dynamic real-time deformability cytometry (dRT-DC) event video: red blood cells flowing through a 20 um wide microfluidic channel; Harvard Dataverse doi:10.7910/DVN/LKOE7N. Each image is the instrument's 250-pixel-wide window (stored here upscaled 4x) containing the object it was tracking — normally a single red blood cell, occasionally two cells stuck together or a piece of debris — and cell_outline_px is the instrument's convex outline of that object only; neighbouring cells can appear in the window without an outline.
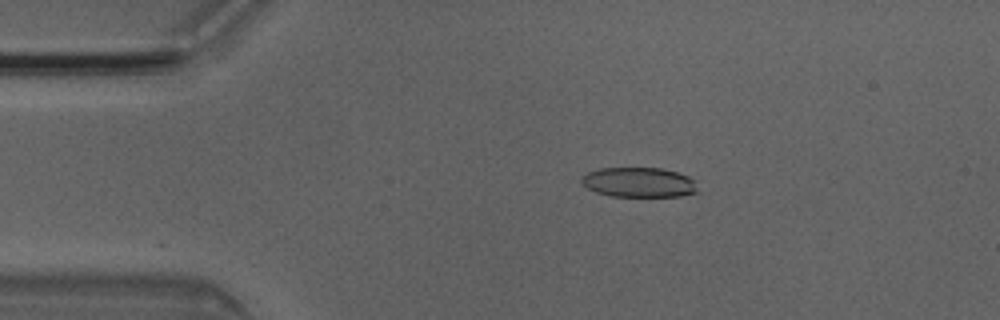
{"species": "Egyptian fruit bat (a non-hibernating species)", "species_latin": "Rousettus aegyptiacus", "temperature_condition": "room temperature", "stored_images_in_passage": 18, "camera_frame_rate_fps": 3000, "um_per_image_px": 0.085, "animal": {"sex": "male"}, "frame": {"image": 1, "passage_image": 1, "time_ms": 0.0, "image_size_px": [1000, 320], "cell_outline_px": [[700, 192], [680, 196], [612, 196], [596, 192], [588, 188], [580, 180], [588, 172], [600, 168], [664, 168], [688, 176], [696, 180]], "centroid_in_image_um": [54.38, 15.5], "position_along_channel_um": 30.6, "area_um2": 20.29}}
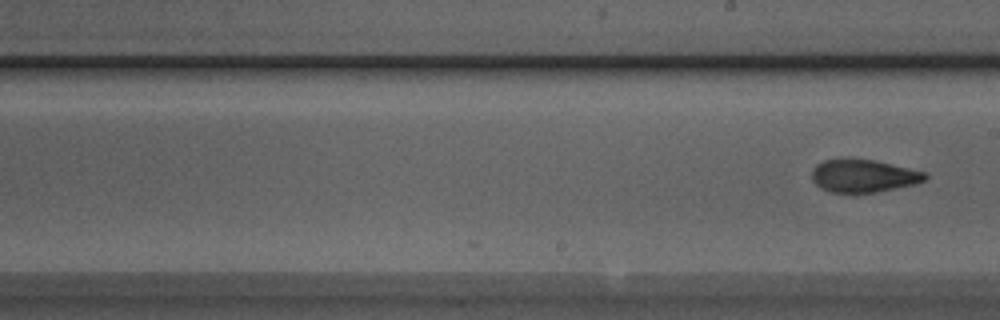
{"frame": {"image": 2, "passage_image": 18, "time_ms": 5.667, "image_size_px": [1000, 320], "cell_outline_px": [[928, 176], [924, 180], [916, 184], [876, 192], [828, 192], [820, 188], [812, 180], [812, 168], [816, 164], [824, 160], [848, 156], [872, 160], [908, 168], [924, 172]], "centroid_in_image_um": [73.32, 14.92], "position_along_channel_um": 215.7, "area_um2": 21.91}}